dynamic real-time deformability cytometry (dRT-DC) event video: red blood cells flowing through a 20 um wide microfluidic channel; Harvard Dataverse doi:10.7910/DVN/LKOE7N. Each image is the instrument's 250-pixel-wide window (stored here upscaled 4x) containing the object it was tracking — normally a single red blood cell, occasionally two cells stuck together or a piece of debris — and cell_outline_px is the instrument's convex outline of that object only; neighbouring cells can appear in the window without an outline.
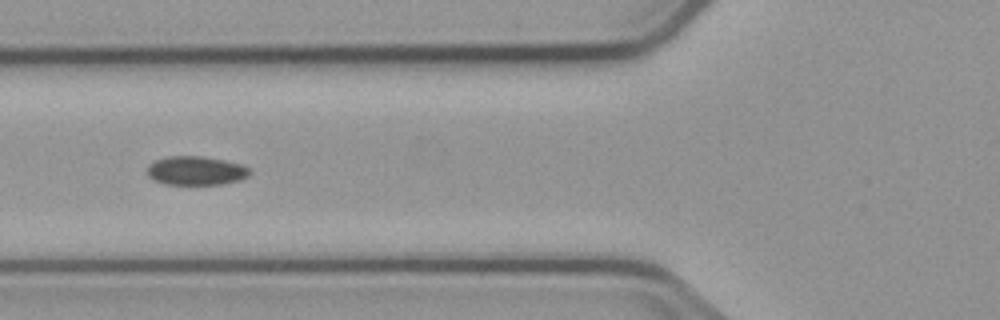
{"species": "common noctule bat (a hibernating species)", "species_latin": "Nyctalus noctula", "temperature_condition": "cold", "stored_images_in_passage": 6, "camera_frame_rate_fps": 3000, "um_per_image_px": 0.085, "animal": {"sex": "male", "body_mass_g": 23.1, "forearm_length_mm": 52.7}, "frame": {"image": 1, "passage_image": 6, "time_ms": 6.667, "image_size_px": [1000, 320], "cell_outline_px": [[252, 172], [248, 176], [240, 180], [220, 184], [164, 184], [152, 180], [148, 176], [148, 164], [156, 160], [168, 156], [200, 156], [224, 160], [244, 164]], "centroid_in_image_um": [16.66, 14.5], "position_along_channel_um": 109.1, "area_um2": 17.34}}